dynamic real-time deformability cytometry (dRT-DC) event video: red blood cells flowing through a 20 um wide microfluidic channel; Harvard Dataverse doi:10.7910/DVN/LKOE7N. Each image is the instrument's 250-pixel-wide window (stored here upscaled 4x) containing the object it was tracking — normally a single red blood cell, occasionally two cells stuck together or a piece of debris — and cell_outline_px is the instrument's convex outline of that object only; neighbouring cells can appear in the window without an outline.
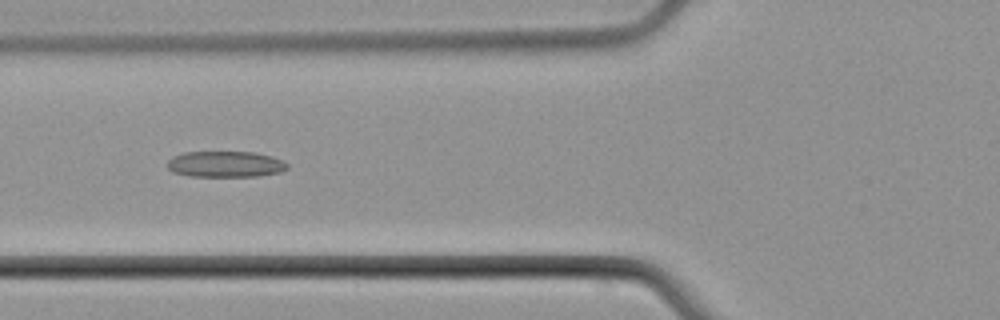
{"species": "common noctule bat (a hibernating species)", "species_latin": "Nyctalus noctula", "temperature_condition": "cold", "stored_images_in_passage": 7, "camera_frame_rate_fps": 3000, "um_per_image_px": 0.085, "animal": {"sex": "male", "body_mass_g": 21.5, "forearm_length_mm": 52.0}, "frame": {"image": 1, "passage_image": 5, "time_ms": 6.667, "image_size_px": [1000, 320], "cell_outline_px": [[288, 168], [280, 172], [256, 176], [188, 176], [172, 172], [168, 168], [168, 160], [172, 156], [184, 152], [256, 152], [272, 156], [284, 160], [288, 164]], "centroid_in_image_um": [19.17, 13.95], "position_along_channel_um": 106.6, "area_um2": 18.32}}
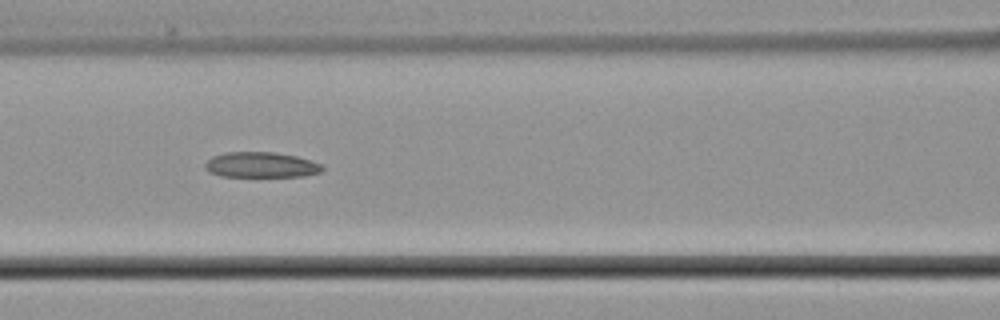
{"frame": {"image": 2, "passage_image": 6, "time_ms": 7.667, "image_size_px": [1000, 320], "cell_outline_px": [[324, 168], [320, 172], [304, 176], [220, 176], [208, 172], [204, 168], [204, 164], [212, 156], [224, 152], [276, 152], [296, 156], [312, 160], [320, 164]], "centroid_in_image_um": [22.16, 14.0], "position_along_channel_um": 144.4, "area_um2": 17.46}}
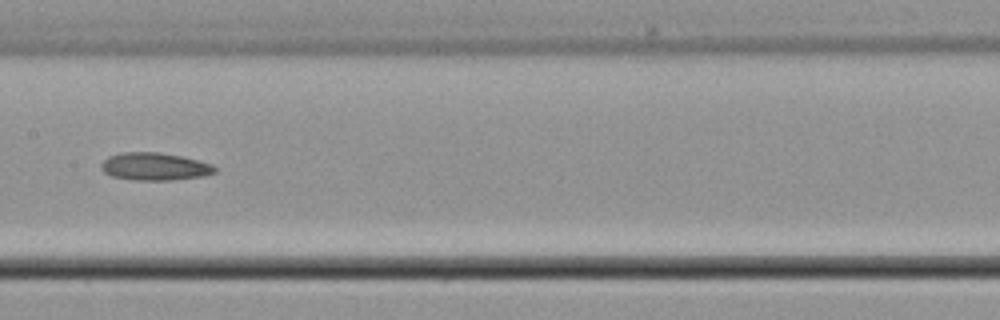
{"frame": {"image": 3, "passage_image": 7, "time_ms": 9.0, "image_size_px": [1000, 320], "cell_outline_px": [[216, 172], [204, 176], [172, 180], [132, 180], [112, 176], [104, 172], [100, 168], [100, 164], [108, 156], [120, 152], [160, 152], [184, 156], [212, 164], [216, 168]], "centroid_in_image_um": [13.14, 14.15], "position_along_channel_um": 194.3, "area_um2": 18.55}}